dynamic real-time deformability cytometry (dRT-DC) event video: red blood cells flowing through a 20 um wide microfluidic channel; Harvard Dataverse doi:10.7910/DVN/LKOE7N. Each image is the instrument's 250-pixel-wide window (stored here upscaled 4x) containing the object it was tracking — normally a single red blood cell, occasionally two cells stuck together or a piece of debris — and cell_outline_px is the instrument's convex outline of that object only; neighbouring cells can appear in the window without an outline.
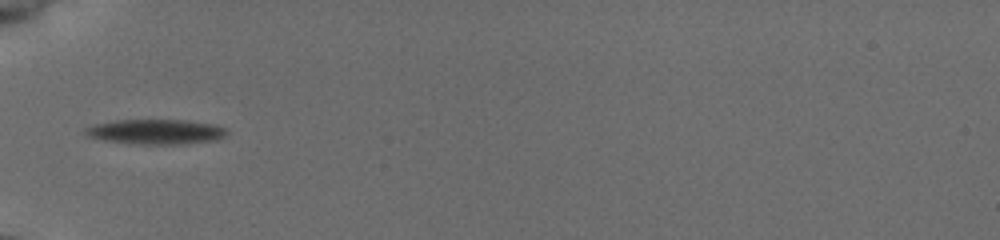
{"species": "common noctule bat (a hibernating species)", "species_latin": "Nyctalus noctula", "temperature_condition": "cold", "stored_images_in_passage": 35, "camera_frame_rate_fps": 3000, "um_per_image_px": 0.085, "animal": {"sex": "female", "body_mass_g": 19.5, "forearm_length_mm": 54.1}, "frame": {"image": 1, "passage_image": 1, "time_ms": 0.0, "image_size_px": [1000, 240], "cell_outline_px": [[228, 132], [224, 136], [212, 140], [184, 144], [140, 144], [104, 140], [88, 136], [84, 132], [84, 128], [96, 124], [116, 120], [184, 120], [212, 124], [224, 128]], "centroid_in_image_um": [13.22, 11.19], "position_along_channel_um": 71.8, "area_um2": 20.23}}
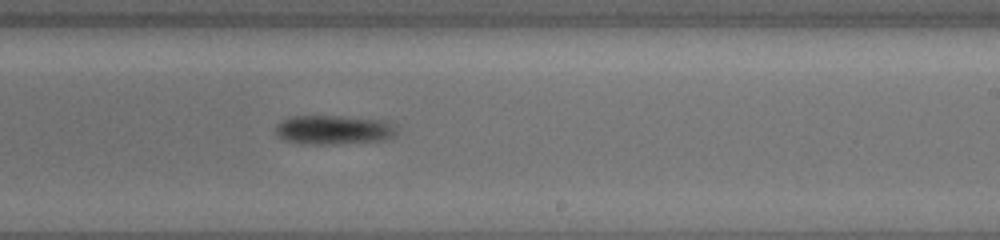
{"frame": {"image": 2, "passage_image": 16, "time_ms": 5.0, "image_size_px": [1000, 240], "cell_outline_px": [[396, 132], [392, 136], [380, 140], [332, 144], [304, 144], [284, 140], [276, 132], [276, 124], [292, 116], [340, 116], [384, 120], [396, 128]], "centroid_in_image_um": [28.32, 11.03], "position_along_channel_um": 260.7, "area_um2": 20.23}}
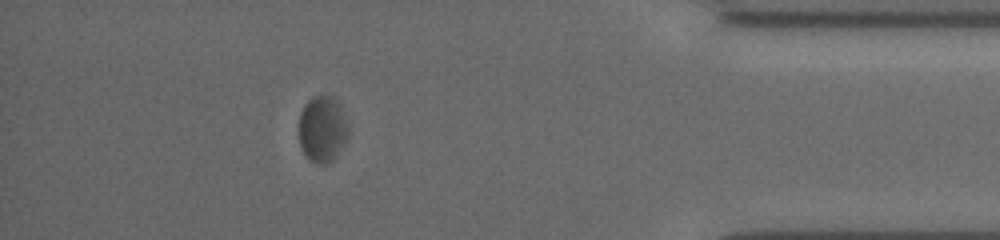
{"frame": {"image": 3, "passage_image": 30, "time_ms": 9.667, "image_size_px": [1000, 240], "cell_outline_px": [[348, 132], [344, 140], [332, 160], [324, 164], [320, 164], [308, 160], [304, 156], [300, 144], [300, 112], [304, 104], [312, 96], [332, 96], [340, 104], [348, 128]], "centroid_in_image_um": [27.37, 10.95], "position_along_channel_um": 407.8, "area_um2": 18.73}, "authors_computed_cell_mechanics": {"area_um2": 20.1144, "velocity_mm_per_s": 3.8457, "shape_relaxation_time_tau1_ms": 1.6294, "shape_relaxation_time_tau2_ms": 1.1411, "deformation_change_tau1": 0.0619, "deformation_change_tau2": 0.0293}}